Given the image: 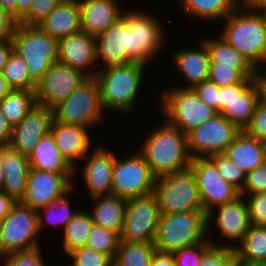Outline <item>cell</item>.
I'll list each match as a JSON object with an SVG mask.
<instances>
[{"label": "cell", "instance_id": "6da1fadb", "mask_svg": "<svg viewBox=\"0 0 266 266\" xmlns=\"http://www.w3.org/2000/svg\"><path fill=\"white\" fill-rule=\"evenodd\" d=\"M161 123L156 128L154 126L153 131L150 130L138 149L156 178L188 169L191 163L187 134L171 126L165 119Z\"/></svg>", "mask_w": 266, "mask_h": 266}, {"label": "cell", "instance_id": "7a4b0ae2", "mask_svg": "<svg viewBox=\"0 0 266 266\" xmlns=\"http://www.w3.org/2000/svg\"><path fill=\"white\" fill-rule=\"evenodd\" d=\"M147 67L150 66L132 62L99 68L95 78L98 81L105 113L118 111L122 115L134 111Z\"/></svg>", "mask_w": 266, "mask_h": 266}, {"label": "cell", "instance_id": "3957f363", "mask_svg": "<svg viewBox=\"0 0 266 266\" xmlns=\"http://www.w3.org/2000/svg\"><path fill=\"white\" fill-rule=\"evenodd\" d=\"M224 20L219 35L257 69L266 59V26L260 13L241 3Z\"/></svg>", "mask_w": 266, "mask_h": 266}, {"label": "cell", "instance_id": "277c9868", "mask_svg": "<svg viewBox=\"0 0 266 266\" xmlns=\"http://www.w3.org/2000/svg\"><path fill=\"white\" fill-rule=\"evenodd\" d=\"M207 234L204 211L161 214L153 245L158 252L172 253L207 241Z\"/></svg>", "mask_w": 266, "mask_h": 266}, {"label": "cell", "instance_id": "5b68a950", "mask_svg": "<svg viewBox=\"0 0 266 266\" xmlns=\"http://www.w3.org/2000/svg\"><path fill=\"white\" fill-rule=\"evenodd\" d=\"M95 77L86 78L66 99L52 109L53 120L87 129L101 127L105 113Z\"/></svg>", "mask_w": 266, "mask_h": 266}, {"label": "cell", "instance_id": "8992f818", "mask_svg": "<svg viewBox=\"0 0 266 266\" xmlns=\"http://www.w3.org/2000/svg\"><path fill=\"white\" fill-rule=\"evenodd\" d=\"M13 50L26 62L30 78L37 83L58 62V40L37 25L18 23L11 38Z\"/></svg>", "mask_w": 266, "mask_h": 266}, {"label": "cell", "instance_id": "52a82bcc", "mask_svg": "<svg viewBox=\"0 0 266 266\" xmlns=\"http://www.w3.org/2000/svg\"><path fill=\"white\" fill-rule=\"evenodd\" d=\"M129 9L122 12V17L129 25V57L144 65L157 59L167 39L163 22L153 17L145 9ZM163 24V25H162Z\"/></svg>", "mask_w": 266, "mask_h": 266}, {"label": "cell", "instance_id": "ba28073f", "mask_svg": "<svg viewBox=\"0 0 266 266\" xmlns=\"http://www.w3.org/2000/svg\"><path fill=\"white\" fill-rule=\"evenodd\" d=\"M163 91L159 106V112L164 116L162 119L185 134L219 114L201 101L192 88H178L176 85Z\"/></svg>", "mask_w": 266, "mask_h": 266}, {"label": "cell", "instance_id": "9c48e42d", "mask_svg": "<svg viewBox=\"0 0 266 266\" xmlns=\"http://www.w3.org/2000/svg\"><path fill=\"white\" fill-rule=\"evenodd\" d=\"M154 194L160 214L203 211L197 180L191 168L157 177Z\"/></svg>", "mask_w": 266, "mask_h": 266}, {"label": "cell", "instance_id": "30bf717a", "mask_svg": "<svg viewBox=\"0 0 266 266\" xmlns=\"http://www.w3.org/2000/svg\"><path fill=\"white\" fill-rule=\"evenodd\" d=\"M135 149L122 152L120 158L115 153L111 194L126 200L154 193L156 177L143 154Z\"/></svg>", "mask_w": 266, "mask_h": 266}, {"label": "cell", "instance_id": "8fae6325", "mask_svg": "<svg viewBox=\"0 0 266 266\" xmlns=\"http://www.w3.org/2000/svg\"><path fill=\"white\" fill-rule=\"evenodd\" d=\"M37 211L16 202L1 223L0 257L40 247Z\"/></svg>", "mask_w": 266, "mask_h": 266}, {"label": "cell", "instance_id": "7c38bea8", "mask_svg": "<svg viewBox=\"0 0 266 266\" xmlns=\"http://www.w3.org/2000/svg\"><path fill=\"white\" fill-rule=\"evenodd\" d=\"M241 131L220 113L217 114L187 133L190 158H208L214 154L225 153Z\"/></svg>", "mask_w": 266, "mask_h": 266}, {"label": "cell", "instance_id": "4fadbf2b", "mask_svg": "<svg viewBox=\"0 0 266 266\" xmlns=\"http://www.w3.org/2000/svg\"><path fill=\"white\" fill-rule=\"evenodd\" d=\"M160 215L159 203L154 193L129 199L120 241L153 243Z\"/></svg>", "mask_w": 266, "mask_h": 266}, {"label": "cell", "instance_id": "5bb4252c", "mask_svg": "<svg viewBox=\"0 0 266 266\" xmlns=\"http://www.w3.org/2000/svg\"><path fill=\"white\" fill-rule=\"evenodd\" d=\"M250 224L247 201L244 199V196L240 195L229 203L215 207L207 214V233H209L207 234L209 235L207 239L213 246L235 249L243 241ZM214 227H216V230L219 229L221 232L219 234L223 239H226L228 242L230 241L232 245L227 242L225 244L215 243L213 241L214 237H210L211 229Z\"/></svg>", "mask_w": 266, "mask_h": 266}, {"label": "cell", "instance_id": "9a60e30c", "mask_svg": "<svg viewBox=\"0 0 266 266\" xmlns=\"http://www.w3.org/2000/svg\"><path fill=\"white\" fill-rule=\"evenodd\" d=\"M190 168L196 177L202 210L206 214L240 196V192L224 180L209 158L191 159Z\"/></svg>", "mask_w": 266, "mask_h": 266}, {"label": "cell", "instance_id": "2e32d148", "mask_svg": "<svg viewBox=\"0 0 266 266\" xmlns=\"http://www.w3.org/2000/svg\"><path fill=\"white\" fill-rule=\"evenodd\" d=\"M88 76L78 69L56 62L36 83L38 105L53 109L66 99Z\"/></svg>", "mask_w": 266, "mask_h": 266}, {"label": "cell", "instance_id": "e0dca14e", "mask_svg": "<svg viewBox=\"0 0 266 266\" xmlns=\"http://www.w3.org/2000/svg\"><path fill=\"white\" fill-rule=\"evenodd\" d=\"M74 173H54L29 169L26 192L20 201L23 205L39 210L63 197L74 186Z\"/></svg>", "mask_w": 266, "mask_h": 266}, {"label": "cell", "instance_id": "ac0fdd59", "mask_svg": "<svg viewBox=\"0 0 266 266\" xmlns=\"http://www.w3.org/2000/svg\"><path fill=\"white\" fill-rule=\"evenodd\" d=\"M82 159L81 178L90 198L111 195L115 153L99 144ZM86 161V162H85Z\"/></svg>", "mask_w": 266, "mask_h": 266}, {"label": "cell", "instance_id": "d6986e66", "mask_svg": "<svg viewBox=\"0 0 266 266\" xmlns=\"http://www.w3.org/2000/svg\"><path fill=\"white\" fill-rule=\"evenodd\" d=\"M58 62L78 69L88 77H95L96 38L84 31L71 34L58 40Z\"/></svg>", "mask_w": 266, "mask_h": 266}, {"label": "cell", "instance_id": "ffe728a7", "mask_svg": "<svg viewBox=\"0 0 266 266\" xmlns=\"http://www.w3.org/2000/svg\"><path fill=\"white\" fill-rule=\"evenodd\" d=\"M95 52L99 68L134 62L129 57V25L122 16L96 37Z\"/></svg>", "mask_w": 266, "mask_h": 266}, {"label": "cell", "instance_id": "44dd1931", "mask_svg": "<svg viewBox=\"0 0 266 266\" xmlns=\"http://www.w3.org/2000/svg\"><path fill=\"white\" fill-rule=\"evenodd\" d=\"M91 129L76 125H67L52 120L50 133L62 157L74 169V177L79 176L78 161L88 154L92 147L93 139L90 136ZM80 159V160H79ZM79 170V171H78Z\"/></svg>", "mask_w": 266, "mask_h": 266}, {"label": "cell", "instance_id": "7402d4cb", "mask_svg": "<svg viewBox=\"0 0 266 266\" xmlns=\"http://www.w3.org/2000/svg\"><path fill=\"white\" fill-rule=\"evenodd\" d=\"M52 109L36 104L12 129L10 146L28 156L39 140L50 132Z\"/></svg>", "mask_w": 266, "mask_h": 266}, {"label": "cell", "instance_id": "603a6c76", "mask_svg": "<svg viewBox=\"0 0 266 266\" xmlns=\"http://www.w3.org/2000/svg\"><path fill=\"white\" fill-rule=\"evenodd\" d=\"M199 48L178 49L171 58L176 71L186 84L178 88H193L195 85L208 80L210 57L206 45L200 41ZM189 83V84H188Z\"/></svg>", "mask_w": 266, "mask_h": 266}, {"label": "cell", "instance_id": "cb8c5ba5", "mask_svg": "<svg viewBox=\"0 0 266 266\" xmlns=\"http://www.w3.org/2000/svg\"><path fill=\"white\" fill-rule=\"evenodd\" d=\"M82 31L93 37L101 35L124 10L118 0H78Z\"/></svg>", "mask_w": 266, "mask_h": 266}, {"label": "cell", "instance_id": "d4e9b609", "mask_svg": "<svg viewBox=\"0 0 266 266\" xmlns=\"http://www.w3.org/2000/svg\"><path fill=\"white\" fill-rule=\"evenodd\" d=\"M1 159L4 173L2 191L14 201L20 202L26 192L29 172L28 156L20 154L11 146L1 148Z\"/></svg>", "mask_w": 266, "mask_h": 266}, {"label": "cell", "instance_id": "484cf974", "mask_svg": "<svg viewBox=\"0 0 266 266\" xmlns=\"http://www.w3.org/2000/svg\"><path fill=\"white\" fill-rule=\"evenodd\" d=\"M261 97L262 90L256 79L250 84H234V97L220 114L243 131Z\"/></svg>", "mask_w": 266, "mask_h": 266}, {"label": "cell", "instance_id": "4316f807", "mask_svg": "<svg viewBox=\"0 0 266 266\" xmlns=\"http://www.w3.org/2000/svg\"><path fill=\"white\" fill-rule=\"evenodd\" d=\"M43 32L59 40L82 30L78 0H63L38 25Z\"/></svg>", "mask_w": 266, "mask_h": 266}, {"label": "cell", "instance_id": "83f0119b", "mask_svg": "<svg viewBox=\"0 0 266 266\" xmlns=\"http://www.w3.org/2000/svg\"><path fill=\"white\" fill-rule=\"evenodd\" d=\"M217 37H205L200 39L207 47L210 57V64H219V66H232L238 69L246 78H256L257 69L232 47L219 34Z\"/></svg>", "mask_w": 266, "mask_h": 266}, {"label": "cell", "instance_id": "f1b7e54d", "mask_svg": "<svg viewBox=\"0 0 266 266\" xmlns=\"http://www.w3.org/2000/svg\"><path fill=\"white\" fill-rule=\"evenodd\" d=\"M89 199L93 202L89 211L93 223L121 234L128 200L112 194Z\"/></svg>", "mask_w": 266, "mask_h": 266}, {"label": "cell", "instance_id": "f546056e", "mask_svg": "<svg viewBox=\"0 0 266 266\" xmlns=\"http://www.w3.org/2000/svg\"><path fill=\"white\" fill-rule=\"evenodd\" d=\"M177 2L179 10L181 8L188 19L194 20L193 23L198 21L211 23L225 19L242 3V0H177Z\"/></svg>", "mask_w": 266, "mask_h": 266}, {"label": "cell", "instance_id": "4dcf8cb0", "mask_svg": "<svg viewBox=\"0 0 266 266\" xmlns=\"http://www.w3.org/2000/svg\"><path fill=\"white\" fill-rule=\"evenodd\" d=\"M30 169L54 173H74V169L62 157L52 134L42 137L28 155Z\"/></svg>", "mask_w": 266, "mask_h": 266}, {"label": "cell", "instance_id": "1f68e13d", "mask_svg": "<svg viewBox=\"0 0 266 266\" xmlns=\"http://www.w3.org/2000/svg\"><path fill=\"white\" fill-rule=\"evenodd\" d=\"M225 154L248 173L265 160V145L241 131L227 147Z\"/></svg>", "mask_w": 266, "mask_h": 266}, {"label": "cell", "instance_id": "d6a6232c", "mask_svg": "<svg viewBox=\"0 0 266 266\" xmlns=\"http://www.w3.org/2000/svg\"><path fill=\"white\" fill-rule=\"evenodd\" d=\"M235 251L239 264L266 265V226L250 224L247 234Z\"/></svg>", "mask_w": 266, "mask_h": 266}, {"label": "cell", "instance_id": "836d02e7", "mask_svg": "<svg viewBox=\"0 0 266 266\" xmlns=\"http://www.w3.org/2000/svg\"><path fill=\"white\" fill-rule=\"evenodd\" d=\"M93 219L88 211L79 210L77 214L65 225L62 231V252L67 256L71 251L85 247L93 226Z\"/></svg>", "mask_w": 266, "mask_h": 266}, {"label": "cell", "instance_id": "e575fe53", "mask_svg": "<svg viewBox=\"0 0 266 266\" xmlns=\"http://www.w3.org/2000/svg\"><path fill=\"white\" fill-rule=\"evenodd\" d=\"M75 193L74 187L66 193L63 197L56 199L50 205L40 208L37 210V218H38V227L40 233L43 232L44 226L49 225L54 228L58 226L61 227L59 229L64 230L65 225L79 212L78 209H71L72 204H70L69 196Z\"/></svg>", "mask_w": 266, "mask_h": 266}, {"label": "cell", "instance_id": "d590c367", "mask_svg": "<svg viewBox=\"0 0 266 266\" xmlns=\"http://www.w3.org/2000/svg\"><path fill=\"white\" fill-rule=\"evenodd\" d=\"M36 104L34 90L12 89L0 101V108L8 122L14 127Z\"/></svg>", "mask_w": 266, "mask_h": 266}, {"label": "cell", "instance_id": "8d00e7d4", "mask_svg": "<svg viewBox=\"0 0 266 266\" xmlns=\"http://www.w3.org/2000/svg\"><path fill=\"white\" fill-rule=\"evenodd\" d=\"M155 251L153 243L120 241L113 266H150Z\"/></svg>", "mask_w": 266, "mask_h": 266}, {"label": "cell", "instance_id": "74e56055", "mask_svg": "<svg viewBox=\"0 0 266 266\" xmlns=\"http://www.w3.org/2000/svg\"><path fill=\"white\" fill-rule=\"evenodd\" d=\"M2 74L11 89L35 90L36 83L30 78L26 62L14 50L10 52Z\"/></svg>", "mask_w": 266, "mask_h": 266}, {"label": "cell", "instance_id": "f35d334b", "mask_svg": "<svg viewBox=\"0 0 266 266\" xmlns=\"http://www.w3.org/2000/svg\"><path fill=\"white\" fill-rule=\"evenodd\" d=\"M120 243V234L114 230L93 224L87 247L108 255L114 260Z\"/></svg>", "mask_w": 266, "mask_h": 266}, {"label": "cell", "instance_id": "ab89813d", "mask_svg": "<svg viewBox=\"0 0 266 266\" xmlns=\"http://www.w3.org/2000/svg\"><path fill=\"white\" fill-rule=\"evenodd\" d=\"M208 158L215 164L218 173L224 180L241 192L246 179V172L235 164L225 153L214 154Z\"/></svg>", "mask_w": 266, "mask_h": 266}, {"label": "cell", "instance_id": "60d3db41", "mask_svg": "<svg viewBox=\"0 0 266 266\" xmlns=\"http://www.w3.org/2000/svg\"><path fill=\"white\" fill-rule=\"evenodd\" d=\"M256 78H246L238 69L232 66L209 64L208 80L219 87L233 84H250Z\"/></svg>", "mask_w": 266, "mask_h": 266}, {"label": "cell", "instance_id": "b9f144b4", "mask_svg": "<svg viewBox=\"0 0 266 266\" xmlns=\"http://www.w3.org/2000/svg\"><path fill=\"white\" fill-rule=\"evenodd\" d=\"M67 258L72 261L69 266H113V260L108 255L87 246L71 251Z\"/></svg>", "mask_w": 266, "mask_h": 266}, {"label": "cell", "instance_id": "7bdbcfd3", "mask_svg": "<svg viewBox=\"0 0 266 266\" xmlns=\"http://www.w3.org/2000/svg\"><path fill=\"white\" fill-rule=\"evenodd\" d=\"M41 247L28 251L6 254L0 257L1 266H46ZM2 259V260H1Z\"/></svg>", "mask_w": 266, "mask_h": 266}, {"label": "cell", "instance_id": "ee69618b", "mask_svg": "<svg viewBox=\"0 0 266 266\" xmlns=\"http://www.w3.org/2000/svg\"><path fill=\"white\" fill-rule=\"evenodd\" d=\"M63 0H33L28 11L18 20L25 25H38Z\"/></svg>", "mask_w": 266, "mask_h": 266}, {"label": "cell", "instance_id": "f6af8a7d", "mask_svg": "<svg viewBox=\"0 0 266 266\" xmlns=\"http://www.w3.org/2000/svg\"><path fill=\"white\" fill-rule=\"evenodd\" d=\"M237 262L235 249L211 246L198 266H233Z\"/></svg>", "mask_w": 266, "mask_h": 266}, {"label": "cell", "instance_id": "bcb514c9", "mask_svg": "<svg viewBox=\"0 0 266 266\" xmlns=\"http://www.w3.org/2000/svg\"><path fill=\"white\" fill-rule=\"evenodd\" d=\"M212 246L209 240L172 252L176 266H198L204 253Z\"/></svg>", "mask_w": 266, "mask_h": 266}, {"label": "cell", "instance_id": "7dc6e473", "mask_svg": "<svg viewBox=\"0 0 266 266\" xmlns=\"http://www.w3.org/2000/svg\"><path fill=\"white\" fill-rule=\"evenodd\" d=\"M243 131L261 142L266 141V101L262 97L255 106L250 123Z\"/></svg>", "mask_w": 266, "mask_h": 266}, {"label": "cell", "instance_id": "c3c4849f", "mask_svg": "<svg viewBox=\"0 0 266 266\" xmlns=\"http://www.w3.org/2000/svg\"><path fill=\"white\" fill-rule=\"evenodd\" d=\"M266 192V160L254 170L246 173V179L240 192L241 196Z\"/></svg>", "mask_w": 266, "mask_h": 266}, {"label": "cell", "instance_id": "681fc988", "mask_svg": "<svg viewBox=\"0 0 266 266\" xmlns=\"http://www.w3.org/2000/svg\"><path fill=\"white\" fill-rule=\"evenodd\" d=\"M249 208L250 223L266 226V192L244 197Z\"/></svg>", "mask_w": 266, "mask_h": 266}, {"label": "cell", "instance_id": "f907efd6", "mask_svg": "<svg viewBox=\"0 0 266 266\" xmlns=\"http://www.w3.org/2000/svg\"><path fill=\"white\" fill-rule=\"evenodd\" d=\"M192 89L201 101L219 113V86L206 80L195 85Z\"/></svg>", "mask_w": 266, "mask_h": 266}, {"label": "cell", "instance_id": "816d5d0a", "mask_svg": "<svg viewBox=\"0 0 266 266\" xmlns=\"http://www.w3.org/2000/svg\"><path fill=\"white\" fill-rule=\"evenodd\" d=\"M18 24V20L0 6V40H9Z\"/></svg>", "mask_w": 266, "mask_h": 266}, {"label": "cell", "instance_id": "f5cc1de1", "mask_svg": "<svg viewBox=\"0 0 266 266\" xmlns=\"http://www.w3.org/2000/svg\"><path fill=\"white\" fill-rule=\"evenodd\" d=\"M13 127L8 122L0 108V148L10 146Z\"/></svg>", "mask_w": 266, "mask_h": 266}, {"label": "cell", "instance_id": "db71d44e", "mask_svg": "<svg viewBox=\"0 0 266 266\" xmlns=\"http://www.w3.org/2000/svg\"><path fill=\"white\" fill-rule=\"evenodd\" d=\"M150 266H176L172 253H162L155 251Z\"/></svg>", "mask_w": 266, "mask_h": 266}, {"label": "cell", "instance_id": "11a10c76", "mask_svg": "<svg viewBox=\"0 0 266 266\" xmlns=\"http://www.w3.org/2000/svg\"><path fill=\"white\" fill-rule=\"evenodd\" d=\"M234 97V84L219 87V113L229 104Z\"/></svg>", "mask_w": 266, "mask_h": 266}, {"label": "cell", "instance_id": "9f6ffc18", "mask_svg": "<svg viewBox=\"0 0 266 266\" xmlns=\"http://www.w3.org/2000/svg\"><path fill=\"white\" fill-rule=\"evenodd\" d=\"M12 50H13V45L11 39L0 40V72L3 71V68Z\"/></svg>", "mask_w": 266, "mask_h": 266}, {"label": "cell", "instance_id": "6f0895ef", "mask_svg": "<svg viewBox=\"0 0 266 266\" xmlns=\"http://www.w3.org/2000/svg\"><path fill=\"white\" fill-rule=\"evenodd\" d=\"M16 203L10 196L2 190L0 191V220L9 213L11 207Z\"/></svg>", "mask_w": 266, "mask_h": 266}, {"label": "cell", "instance_id": "680465c9", "mask_svg": "<svg viewBox=\"0 0 266 266\" xmlns=\"http://www.w3.org/2000/svg\"><path fill=\"white\" fill-rule=\"evenodd\" d=\"M17 0H0V6L17 19Z\"/></svg>", "mask_w": 266, "mask_h": 266}, {"label": "cell", "instance_id": "91938a15", "mask_svg": "<svg viewBox=\"0 0 266 266\" xmlns=\"http://www.w3.org/2000/svg\"><path fill=\"white\" fill-rule=\"evenodd\" d=\"M256 80L258 81L260 87H266V59L263 60L262 63L257 67Z\"/></svg>", "mask_w": 266, "mask_h": 266}, {"label": "cell", "instance_id": "94428289", "mask_svg": "<svg viewBox=\"0 0 266 266\" xmlns=\"http://www.w3.org/2000/svg\"><path fill=\"white\" fill-rule=\"evenodd\" d=\"M242 3L254 11H259L266 7V0H242Z\"/></svg>", "mask_w": 266, "mask_h": 266}, {"label": "cell", "instance_id": "6125c7cd", "mask_svg": "<svg viewBox=\"0 0 266 266\" xmlns=\"http://www.w3.org/2000/svg\"><path fill=\"white\" fill-rule=\"evenodd\" d=\"M33 0H17V20H19L29 9Z\"/></svg>", "mask_w": 266, "mask_h": 266}, {"label": "cell", "instance_id": "be15d7a7", "mask_svg": "<svg viewBox=\"0 0 266 266\" xmlns=\"http://www.w3.org/2000/svg\"><path fill=\"white\" fill-rule=\"evenodd\" d=\"M7 81L3 77L2 72H0V101L11 91Z\"/></svg>", "mask_w": 266, "mask_h": 266}, {"label": "cell", "instance_id": "e7e4bbea", "mask_svg": "<svg viewBox=\"0 0 266 266\" xmlns=\"http://www.w3.org/2000/svg\"><path fill=\"white\" fill-rule=\"evenodd\" d=\"M3 181H4V173H3V167H2L1 148H0V191L3 188Z\"/></svg>", "mask_w": 266, "mask_h": 266}, {"label": "cell", "instance_id": "03108f58", "mask_svg": "<svg viewBox=\"0 0 266 266\" xmlns=\"http://www.w3.org/2000/svg\"><path fill=\"white\" fill-rule=\"evenodd\" d=\"M258 12H259L260 15L262 16V18H263V20H264V24H265V26H266V7L263 8V9H261V10H259Z\"/></svg>", "mask_w": 266, "mask_h": 266}, {"label": "cell", "instance_id": "003e7915", "mask_svg": "<svg viewBox=\"0 0 266 266\" xmlns=\"http://www.w3.org/2000/svg\"><path fill=\"white\" fill-rule=\"evenodd\" d=\"M262 90V98L266 101V87H260Z\"/></svg>", "mask_w": 266, "mask_h": 266}, {"label": "cell", "instance_id": "a7ac6f4b", "mask_svg": "<svg viewBox=\"0 0 266 266\" xmlns=\"http://www.w3.org/2000/svg\"><path fill=\"white\" fill-rule=\"evenodd\" d=\"M233 266H245V265H242L236 262Z\"/></svg>", "mask_w": 266, "mask_h": 266}, {"label": "cell", "instance_id": "89a4df30", "mask_svg": "<svg viewBox=\"0 0 266 266\" xmlns=\"http://www.w3.org/2000/svg\"><path fill=\"white\" fill-rule=\"evenodd\" d=\"M265 145V160H266V141L264 142Z\"/></svg>", "mask_w": 266, "mask_h": 266}, {"label": "cell", "instance_id": "2644e50d", "mask_svg": "<svg viewBox=\"0 0 266 266\" xmlns=\"http://www.w3.org/2000/svg\"><path fill=\"white\" fill-rule=\"evenodd\" d=\"M1 223H2V220H0V236H1Z\"/></svg>", "mask_w": 266, "mask_h": 266}]
</instances>
